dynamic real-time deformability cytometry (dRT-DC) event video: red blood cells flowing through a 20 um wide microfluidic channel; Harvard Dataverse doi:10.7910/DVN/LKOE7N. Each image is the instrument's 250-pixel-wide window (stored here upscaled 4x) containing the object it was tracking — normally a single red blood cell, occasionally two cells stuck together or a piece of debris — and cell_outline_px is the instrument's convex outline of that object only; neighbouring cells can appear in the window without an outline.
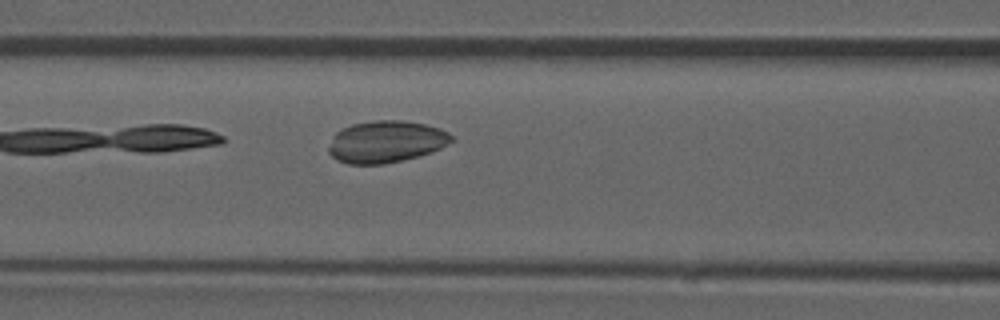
{"species": "common noctule bat (a hibernating species)", "species_latin": "Nyctalus noctula", "temperature_condition": "room temperature", "stored_images_in_passage": 15, "camera_frame_rate_fps": 3000, "um_per_image_px": 0.085, "animal": {"sex": "male", "forearm_length_mm": 52.5}, "frame": {"image": 1, "passage_image": 7, "time_ms": 2.0, "image_size_px": [1000, 320], "cell_outline_px": [[456, 140], [440, 148], [416, 156], [384, 164], [348, 164], [336, 160], [328, 152], [328, 148], [332, 136], [336, 132], [352, 124], [372, 120], [404, 120], [424, 124], [440, 128], [448, 132]], "centroid_in_image_um": [32.79, 12.03], "position_along_channel_um": 133.8, "area_um2": 30.0}}